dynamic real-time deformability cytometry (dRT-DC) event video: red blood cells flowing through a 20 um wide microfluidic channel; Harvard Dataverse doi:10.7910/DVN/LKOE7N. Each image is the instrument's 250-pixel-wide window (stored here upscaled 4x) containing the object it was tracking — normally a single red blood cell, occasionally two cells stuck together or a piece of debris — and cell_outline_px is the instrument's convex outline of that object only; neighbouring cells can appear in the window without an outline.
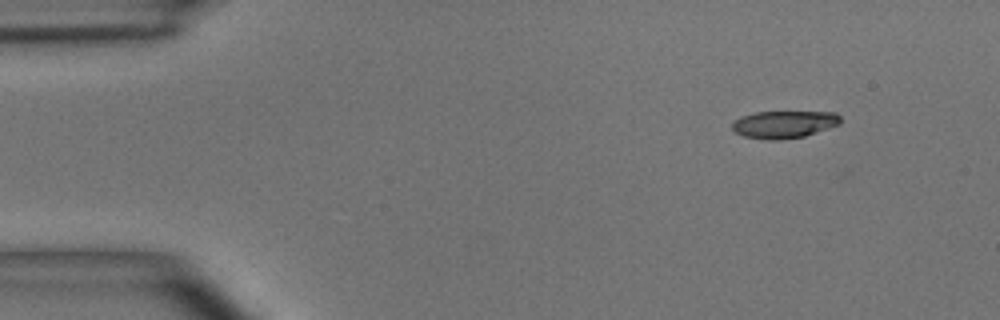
{"species": "common noctule bat (a hibernating species)", "species_latin": "Nyctalus noctula", "temperature_condition": "room temperature", "stored_images_in_passage": 3, "camera_frame_rate_fps": 3000, "um_per_image_px": 0.085, "animal": {"sex": "male", "body_mass_g": 15.6}, "frame": {"image": 1, "passage_image": 1, "time_ms": 0.0, "image_size_px": [1000, 320], "cell_outline_px": [[840, 124], [804, 136], [780, 140], [768, 140], [744, 136], [736, 132], [732, 128], [732, 124], [740, 116], [756, 112], [836, 112], [840, 116]], "centroid_in_image_um": [66.64, 10.57], "position_along_channel_um": 18.4, "area_um2": 17.17}}